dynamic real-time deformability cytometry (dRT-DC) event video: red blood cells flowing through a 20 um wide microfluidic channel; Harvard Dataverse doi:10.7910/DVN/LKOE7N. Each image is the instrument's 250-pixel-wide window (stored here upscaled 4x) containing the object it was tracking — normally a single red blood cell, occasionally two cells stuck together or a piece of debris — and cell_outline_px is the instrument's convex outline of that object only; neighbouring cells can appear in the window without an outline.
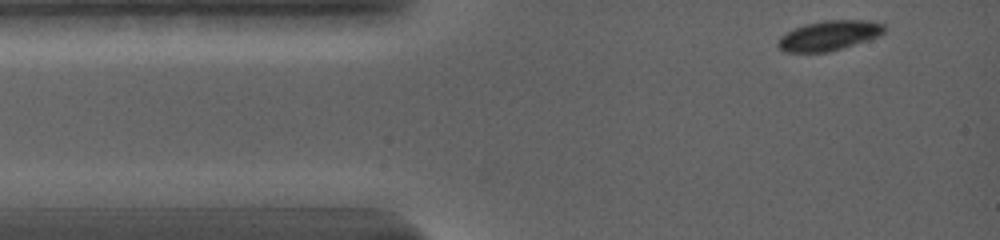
{"species": "common noctule bat (a hibernating species)", "species_latin": "Nyctalus noctula", "temperature_condition": "warm", "stored_images_in_passage": 11, "camera_frame_rate_fps": 5000, "um_per_image_px": 0.085, "animal": {"sex": "female", "body_mass_g": 19.0, "forearm_length_mm": 56.7}, "frame": {"image": 1, "passage_image": 1, "time_ms": 0.0, "image_size_px": [1000, 240], "cell_outline_px": [[884, 32], [876, 36], [828, 52], [784, 52], [776, 44], [780, 36], [804, 24], [824, 20], [868, 20], [884, 24]], "centroid_in_image_um": [70.41, 3.01], "position_along_channel_um": 14.6, "area_um2": 18.09}}
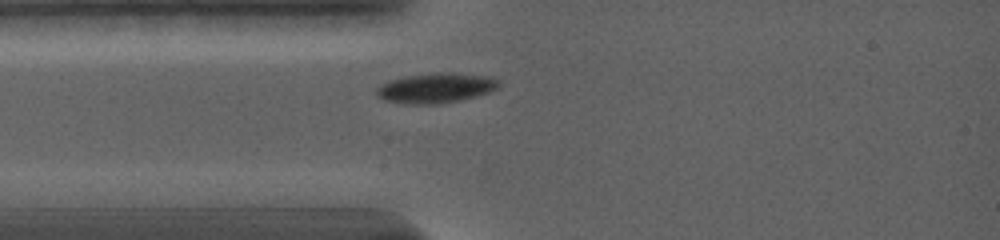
{"frame": {"image": 2, "passage_image": 9, "time_ms": 2.2, "image_size_px": [1000, 240], "cell_outline_px": [[500, 84], [496, 88], [488, 92], [476, 96], [460, 100], [436, 104], [404, 104], [384, 100], [376, 96], [376, 88], [388, 80], [404, 76], [440, 72], [452, 72], [488, 76], [500, 80]], "centroid_in_image_um": [37.01, 7.47], "position_along_channel_um": 48.0, "area_um2": 21.5}}